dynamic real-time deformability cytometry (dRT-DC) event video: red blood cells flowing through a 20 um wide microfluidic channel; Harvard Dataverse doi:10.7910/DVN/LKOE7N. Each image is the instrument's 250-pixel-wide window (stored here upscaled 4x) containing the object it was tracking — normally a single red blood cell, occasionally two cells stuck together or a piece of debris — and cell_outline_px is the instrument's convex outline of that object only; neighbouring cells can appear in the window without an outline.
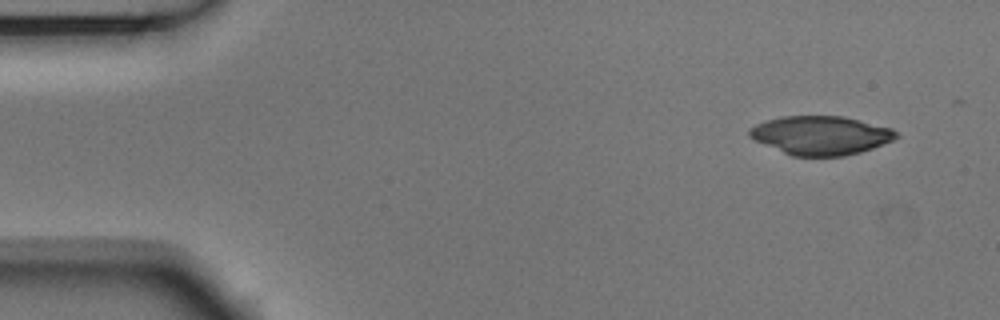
{"species": "Egyptian fruit bat (a non-hibernating species)", "species_latin": "Rousettus aegyptiacus", "temperature_condition": "room temperature", "stored_images_in_passage": 13, "camera_frame_rate_fps": 3000, "um_per_image_px": 0.085, "animal": {"sex": "male"}, "frame": {"image": 1, "passage_image": 1, "time_ms": 0.0, "image_size_px": [1000, 320], "cell_outline_px": [[900, 136], [892, 140], [872, 148], [860, 152], [844, 156], [792, 156], [756, 140], [748, 136], [748, 132], [756, 124], [780, 116], [844, 116], [892, 128], [900, 132]], "centroid_in_image_um": [69.81, 11.5], "position_along_channel_um": 15.2, "area_um2": 33.0}}